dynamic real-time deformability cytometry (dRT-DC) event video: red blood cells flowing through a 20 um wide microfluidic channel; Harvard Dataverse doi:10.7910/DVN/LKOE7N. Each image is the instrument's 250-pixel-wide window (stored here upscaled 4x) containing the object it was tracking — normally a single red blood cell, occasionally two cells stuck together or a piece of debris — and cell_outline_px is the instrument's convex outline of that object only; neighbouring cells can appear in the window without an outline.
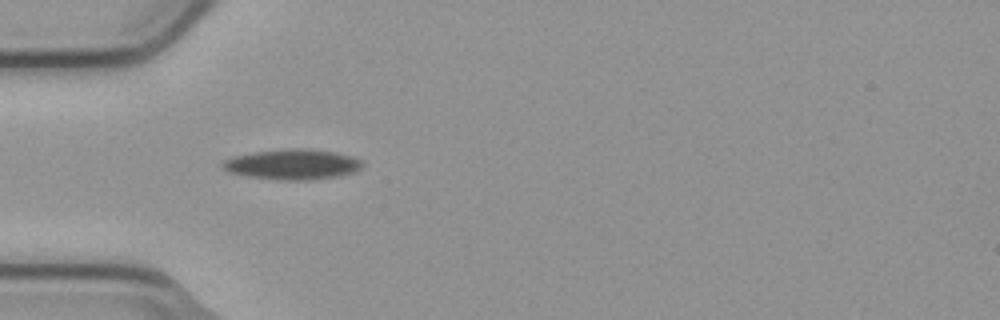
{"species": "common noctule bat (a hibernating species)", "species_latin": "Nyctalus noctula", "temperature_condition": "cold", "stored_images_in_passage": 2, "camera_frame_rate_fps": 3000, "um_per_image_px": 0.085, "animal": {"sex": "male", "body_mass_g": 23.1, "forearm_length_mm": 52.7}, "frame": {"image": 1, "passage_image": 1, "time_ms": 0.0, "image_size_px": [1000, 320], "cell_outline_px": [[364, 168], [356, 172], [336, 176], [308, 180], [280, 180], [248, 176], [228, 172], [220, 168], [220, 164], [224, 160], [232, 156], [252, 152], [336, 152], [352, 156], [364, 160]], "centroid_in_image_um": [24.86, 14.03], "position_along_channel_um": 60.1, "area_um2": 23.7}}
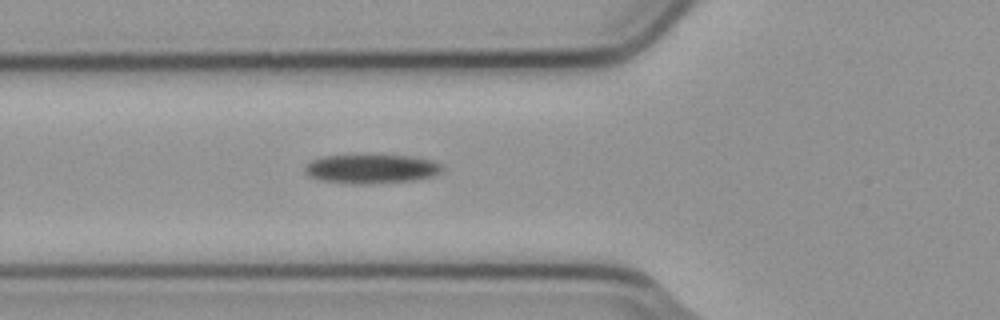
{"frame": {"image": 2, "passage_image": 2, "time_ms": 0.333, "image_size_px": [1000, 320], "cell_outline_px": [[444, 172], [432, 176], [416, 180], [372, 184], [352, 184], [320, 180], [308, 176], [304, 172], [304, 168], [312, 160], [324, 156], [380, 152], [436, 160], [444, 164]], "centroid_in_image_um": [31.64, 14.31], "position_along_channel_um": 94.2, "area_um2": 24.68}}